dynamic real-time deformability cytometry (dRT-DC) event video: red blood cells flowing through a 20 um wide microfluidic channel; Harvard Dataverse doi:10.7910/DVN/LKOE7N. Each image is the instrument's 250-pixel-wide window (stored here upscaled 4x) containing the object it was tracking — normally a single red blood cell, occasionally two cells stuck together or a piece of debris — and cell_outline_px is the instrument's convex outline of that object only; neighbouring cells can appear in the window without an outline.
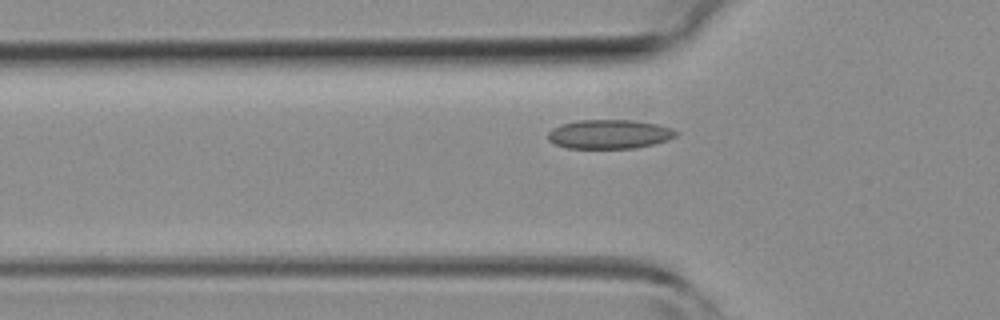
{"species": "common noctule bat (a hibernating species)", "species_latin": "Nyctalus noctula", "temperature_condition": "room temperature", "stored_images_in_passage": 6, "camera_frame_rate_fps": 3000, "um_per_image_px": 0.085, "animal": {"sex": "female", "body_mass_g": 19.3, "forearm_length_mm": 54.1}, "frame": {"image": 1, "passage_image": 6, "time_ms": 5.667, "image_size_px": [1000, 320], "cell_outline_px": [[680, 132], [676, 136], [668, 140], [636, 148], [568, 148], [556, 144], [548, 140], [548, 132], [552, 128], [560, 124], [580, 120], [632, 120], [656, 124], [672, 128]], "centroid_in_image_um": [51.8, 11.4], "position_along_channel_um": 74.0, "area_um2": 21.73}}